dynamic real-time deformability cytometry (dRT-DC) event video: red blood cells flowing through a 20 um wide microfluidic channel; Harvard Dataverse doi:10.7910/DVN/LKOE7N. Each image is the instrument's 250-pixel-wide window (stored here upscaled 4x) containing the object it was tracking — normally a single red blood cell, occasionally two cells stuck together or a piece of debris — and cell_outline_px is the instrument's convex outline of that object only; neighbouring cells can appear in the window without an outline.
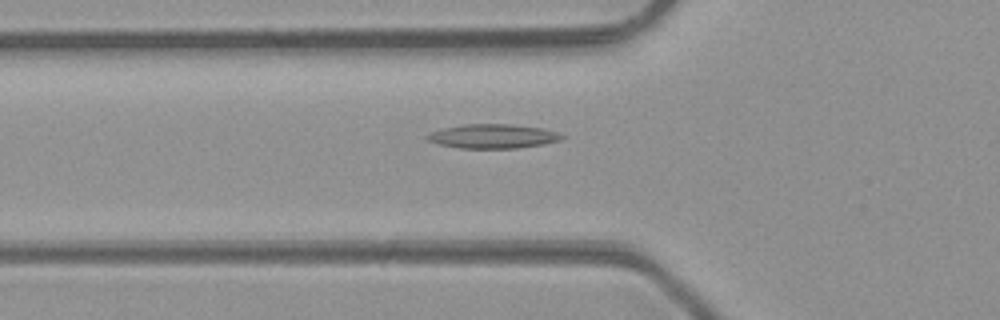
{"species": "common noctule bat (a hibernating species)", "species_latin": "Nyctalus noctula", "temperature_condition": "room temperature", "stored_images_in_passage": 37, "camera_frame_rate_fps": 3000, "um_per_image_px": 0.085, "animal": {"sex": "male", "body_mass_g": 23.1, "forearm_length_mm": 52.7}, "frame": {"image": 1, "passage_image": 6, "time_ms": 1.667, "image_size_px": [1000, 320], "cell_outline_px": [[564, 136], [560, 140], [544, 144], [516, 148], [460, 148], [440, 144], [428, 140], [424, 136], [440, 128], [464, 124], [512, 124], [544, 128], [556, 132]], "centroid_in_image_um": [41.88, 11.57], "position_along_channel_um": 83.9, "area_um2": 18.96}}
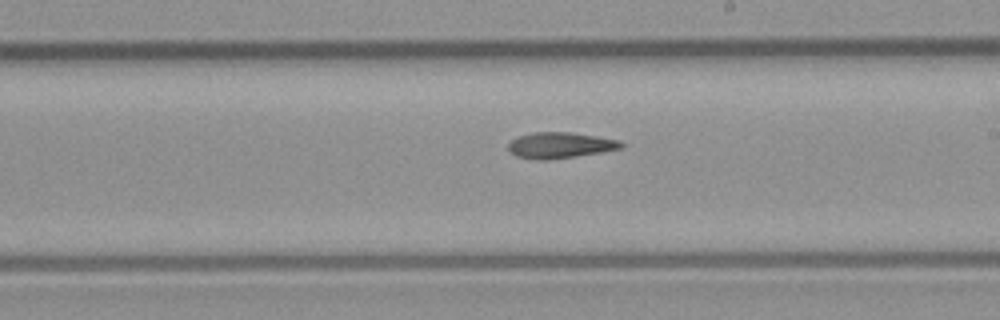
{"frame": {"image": 2, "passage_image": 17, "time_ms": 5.333, "image_size_px": [1000, 320], "cell_outline_px": [[624, 148], [576, 156], [548, 160], [540, 160], [516, 156], [508, 148], [508, 144], [516, 136], [532, 132], [572, 132], [620, 140], [624, 144]], "centroid_in_image_um": [47.62, 12.33], "position_along_channel_um": 241.4, "area_um2": 17.11}}
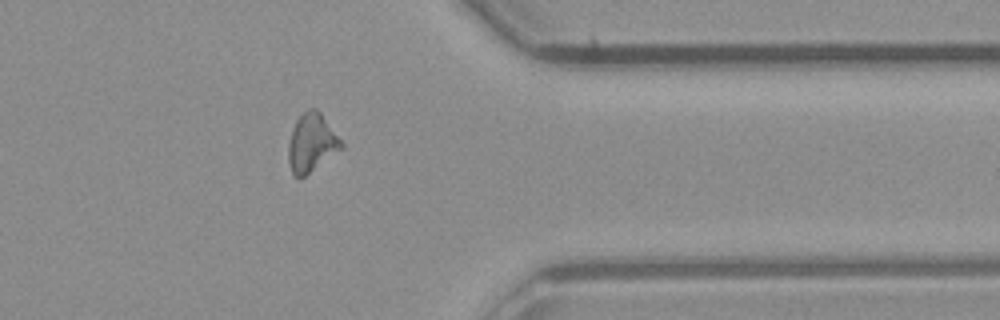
{"frame": {"image": 3, "passage_image": 28, "time_ms": 9.0, "image_size_px": [1000, 320], "cell_outline_px": [[344, 148], [300, 180], [292, 176], [288, 160], [288, 144], [292, 128], [296, 120], [308, 108], [316, 108], [320, 112], [344, 144]], "centroid_in_image_um": [26.47, 12.19], "position_along_channel_um": 384.9, "area_um2": 18.26}}